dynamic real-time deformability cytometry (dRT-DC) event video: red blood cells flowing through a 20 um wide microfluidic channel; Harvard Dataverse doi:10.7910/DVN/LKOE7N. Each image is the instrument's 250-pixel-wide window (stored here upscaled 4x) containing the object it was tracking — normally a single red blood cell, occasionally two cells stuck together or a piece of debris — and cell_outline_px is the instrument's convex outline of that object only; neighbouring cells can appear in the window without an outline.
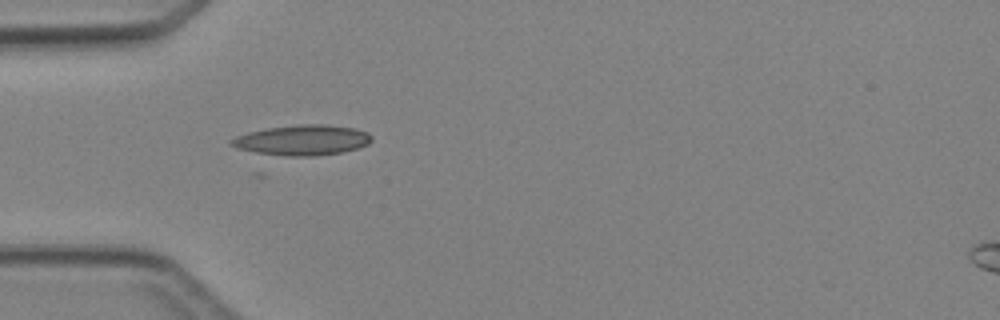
{"species": "Egyptian fruit bat (a non-hibernating species)", "species_latin": "Rousettus aegyptiacus", "temperature_condition": "cold", "stored_images_in_passage": 4, "camera_frame_rate_fps": 3000, "um_per_image_px": 0.085, "animal": {"sex": "female"}, "frame": {"image": 1, "passage_image": 4, "time_ms": 4.333, "image_size_px": [1000, 320], "cell_outline_px": [[372, 140], [368, 144], [344, 152], [316, 156], [264, 156], [236, 148], [228, 144], [228, 140], [236, 136], [248, 132], [268, 128], [300, 124], [324, 124], [356, 128], [368, 132], [372, 136]], "centroid_in_image_um": [25.63, 11.93], "position_along_channel_um": 59.4, "area_um2": 25.43}}